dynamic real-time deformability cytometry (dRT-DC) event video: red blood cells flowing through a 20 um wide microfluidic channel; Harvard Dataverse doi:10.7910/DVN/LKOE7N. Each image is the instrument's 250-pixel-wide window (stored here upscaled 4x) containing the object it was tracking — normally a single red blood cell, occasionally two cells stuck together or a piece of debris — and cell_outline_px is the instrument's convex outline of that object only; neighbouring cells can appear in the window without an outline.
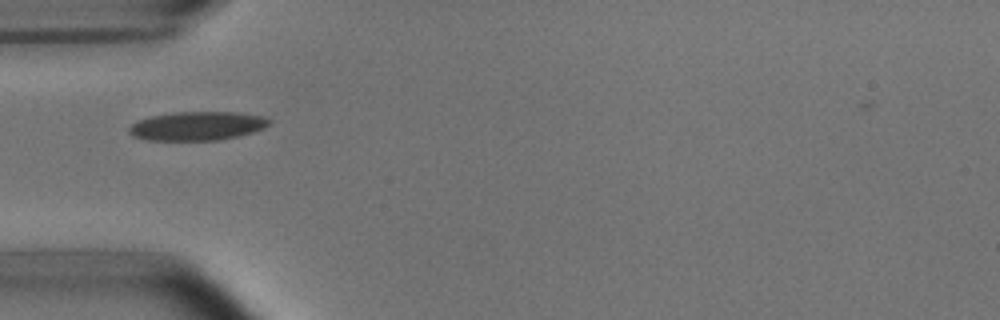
{"species": "common noctule bat (a hibernating species)", "species_latin": "Nyctalus noctula", "temperature_condition": "room temperature", "stored_images_in_passage": 2, "camera_frame_rate_fps": 3000, "um_per_image_px": 0.085, "animal": {"sex": "male", "body_mass_g": 15.6}, "frame": {"image": 1, "passage_image": 2, "time_ms": 1.333, "image_size_px": [1000, 320], "cell_outline_px": [[272, 120], [264, 128], [240, 136], [220, 140], [144, 140], [132, 136], [128, 132], [128, 128], [132, 124], [140, 120], [152, 116], [176, 112], [236, 112], [264, 116]], "centroid_in_image_um": [16.77, 10.71], "position_along_channel_um": 68.2, "area_um2": 23.58}}